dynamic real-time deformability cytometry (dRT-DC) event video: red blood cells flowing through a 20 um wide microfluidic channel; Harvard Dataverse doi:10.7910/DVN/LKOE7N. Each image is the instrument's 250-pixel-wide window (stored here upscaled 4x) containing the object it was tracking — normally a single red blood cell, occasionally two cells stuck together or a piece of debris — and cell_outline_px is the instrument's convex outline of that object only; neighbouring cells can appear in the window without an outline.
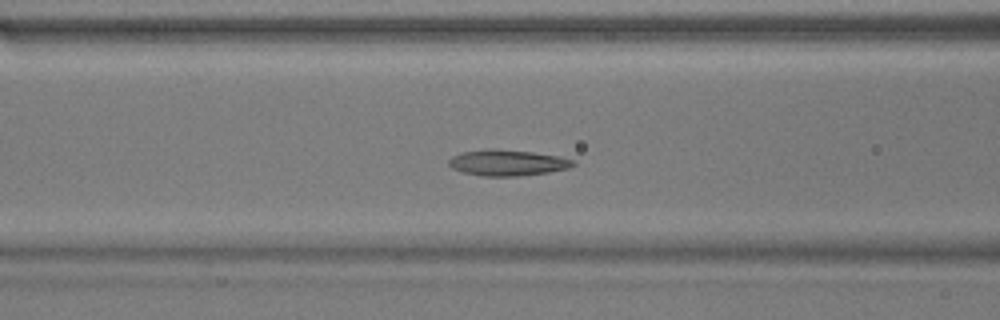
{"species": "common noctule bat (a hibernating species)", "species_latin": "Nyctalus noctula", "temperature_condition": "warm", "stored_images_in_passage": 38, "camera_frame_rate_fps": 3000, "um_per_image_px": 0.085, "animal": {"sex": "male", "body_mass_g": 17.9}, "frame": {"image": 1, "passage_image": 6, "time_ms": 1.667, "image_size_px": [1000, 320], "cell_outline_px": [[576, 164], [568, 168], [548, 172], [520, 176], [484, 176], [464, 172], [452, 168], [448, 164], [448, 160], [452, 156], [460, 152], [488, 148], [492, 148], [532, 152], [560, 156], [576, 160]], "centroid_in_image_um": [43.14, 13.82], "position_along_channel_um": 123.5, "area_um2": 18.96}}
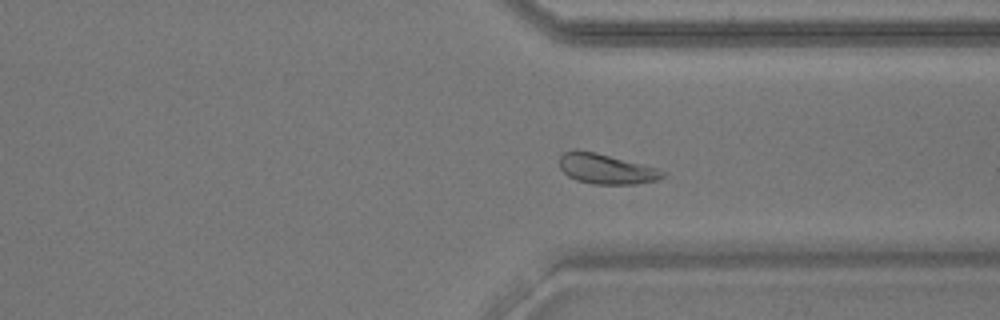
{"frame": {"image": 2, "passage_image": 25, "time_ms": 8.0, "image_size_px": [1000, 320], "cell_outline_px": [[668, 176], [660, 180], [636, 184], [592, 184], [576, 180], [568, 176], [560, 168], [560, 156], [564, 152], [576, 148], [596, 152], [656, 168], [668, 172]], "centroid_in_image_um": [51.55, 14.36], "position_along_channel_um": 359.8, "area_um2": 18.38}}
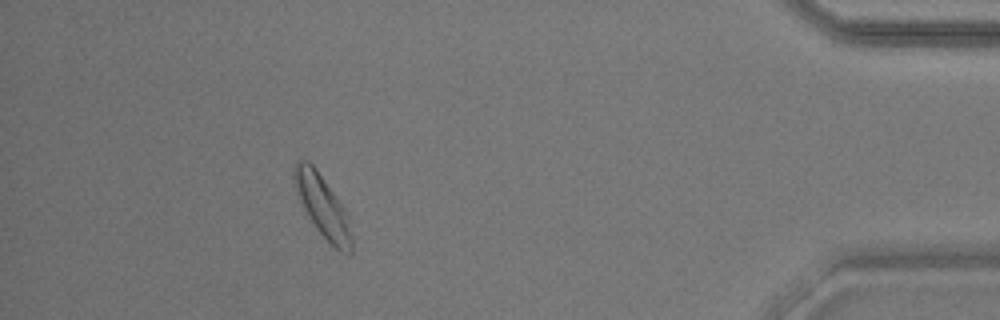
{"frame": {"image": 3, "passage_image": 33, "time_ms": 10.667, "image_size_px": [1000, 320], "cell_outline_px": [[352, 252], [348, 256], [340, 252], [316, 228], [304, 212], [292, 176], [292, 164], [296, 160], [308, 160], [316, 168], [348, 212], [352, 236]], "centroid_in_image_um": [27.43, 17.51], "position_along_channel_um": 407.8, "area_um2": 21.1}, "authors_computed_cell_mechanics": {"area_um2": 18.4093, "velocity_mm_per_s": 3.7316, "shape_relaxation_time_tau1_ms": 4.0656, "shape_relaxation_time_tau2_ms": 2.8824, "deformation_change_tau1": 0.1372, "deformation_change_tau2": 0.1026}}